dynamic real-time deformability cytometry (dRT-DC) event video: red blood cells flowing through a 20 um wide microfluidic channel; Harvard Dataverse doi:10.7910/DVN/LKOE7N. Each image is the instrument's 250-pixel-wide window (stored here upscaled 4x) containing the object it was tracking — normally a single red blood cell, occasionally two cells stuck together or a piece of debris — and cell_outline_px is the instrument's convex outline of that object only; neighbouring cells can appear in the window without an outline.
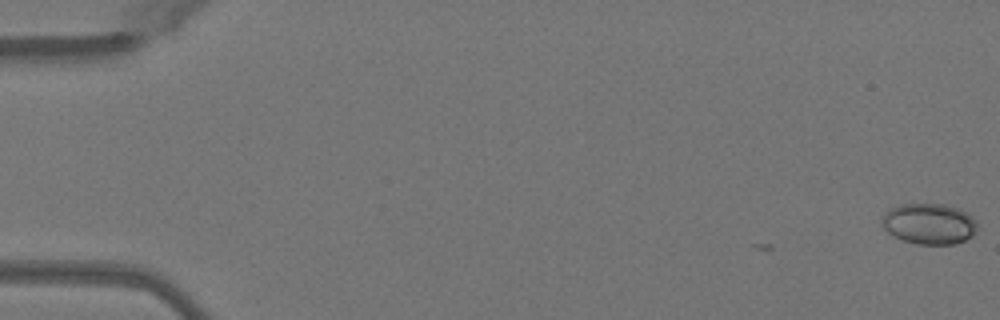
{"species": "Egyptian fruit bat (a non-hibernating species)", "species_latin": "Rousettus aegyptiacus", "temperature_condition": "warm", "stored_images_in_passage": 4, "camera_frame_rate_fps": 3000, "um_per_image_px": 0.085, "animal": {"sex": "female"}, "frame": {"image": 1, "passage_image": 4, "time_ms": 1.0, "image_size_px": [1000, 320], "cell_outline_px": [[976, 232], [972, 236], [956, 244], [916, 244], [904, 240], [888, 232], [884, 228], [884, 216], [888, 208], [900, 204], [944, 204], [956, 208], [972, 216], [976, 220]], "centroid_in_image_um": [79.0, 19.02], "position_along_channel_um": 6.0, "area_um2": 22.43}}